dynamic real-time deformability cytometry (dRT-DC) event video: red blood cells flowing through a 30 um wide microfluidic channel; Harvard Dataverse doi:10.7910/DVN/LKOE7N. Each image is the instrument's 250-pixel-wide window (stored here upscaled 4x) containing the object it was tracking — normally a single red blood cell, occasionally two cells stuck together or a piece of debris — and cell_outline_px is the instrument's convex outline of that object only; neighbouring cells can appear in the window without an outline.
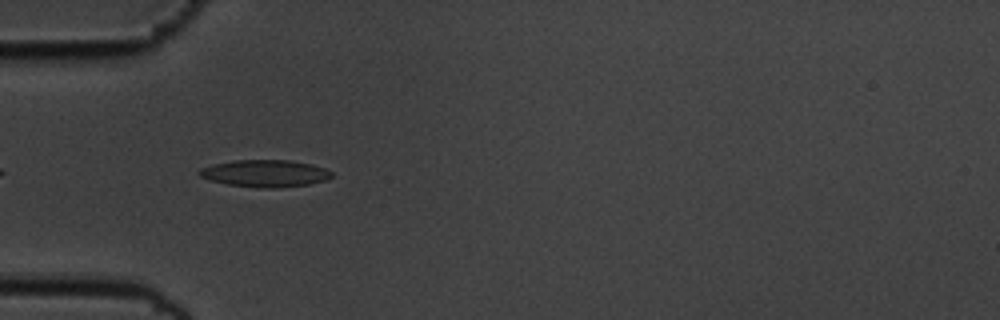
{"species": "common noctule bat (a hibernating species)", "species_latin": "Nyctalus noctula", "temperature_condition": "cold", "stored_images_in_passage": 26, "camera_frame_rate_fps": 3000, "um_per_image_px": 0.085, "animal": {"sex": "male", "body_mass_g": 19.5, "forearm_length_mm": 54.6}, "frame": {"image": 1, "passage_image": 3, "time_ms": 0.667, "image_size_px": [1000, 320], "cell_outline_px": [[332, 176], [324, 180], [308, 184], [276, 188], [260, 188], [228, 184], [212, 180], [200, 176], [196, 172], [200, 168], [212, 164], [232, 160], [288, 160], [312, 164], [324, 168], [332, 172]], "centroid_in_image_um": [22.5, 14.73], "position_along_channel_um": 62.5, "area_um2": 20.81}}
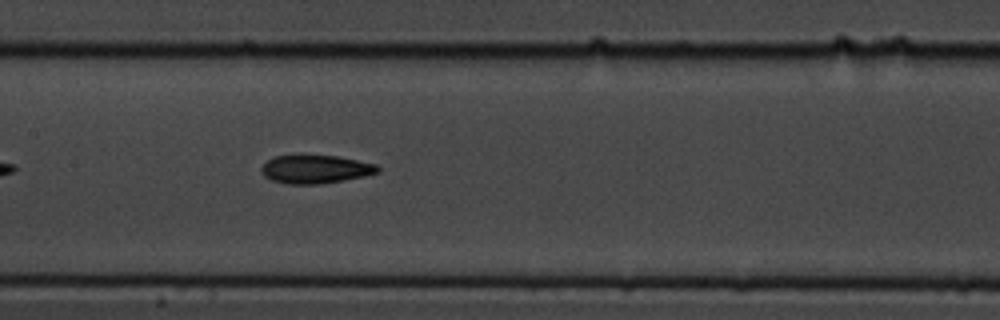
{"frame": {"image": 2, "passage_image": 13, "time_ms": 4.0, "image_size_px": [1000, 320], "cell_outline_px": [[380, 172], [364, 176], [344, 180], [316, 184], [288, 184], [272, 180], [264, 176], [260, 172], [260, 168], [268, 160], [276, 156], [296, 152], [300, 152], [336, 156], [376, 164], [380, 168]], "centroid_in_image_um": [26.76, 14.34], "position_along_channel_um": 180.6, "area_um2": 19.88}}
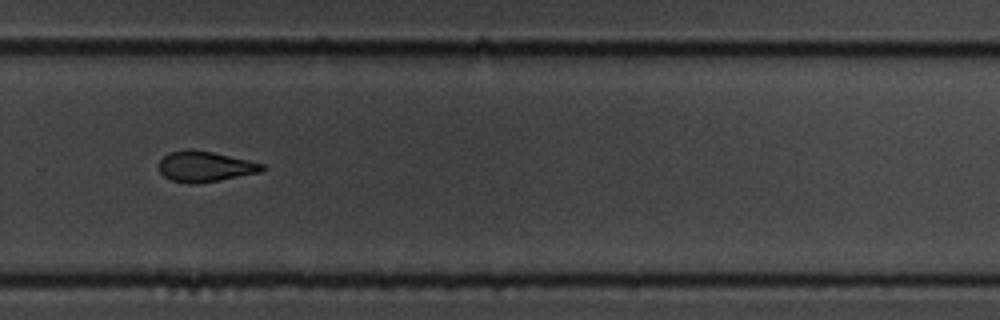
{"frame": {"image": 3, "passage_image": 24, "time_ms": 7.667, "image_size_px": [1000, 320], "cell_outline_px": [[268, 168], [260, 172], [220, 180], [196, 184], [188, 184], [172, 180], [164, 176], [160, 172], [160, 160], [168, 152], [192, 148], [212, 152], [248, 160], [264, 164]], "centroid_in_image_um": [17.43, 14.15], "position_along_channel_um": 312.4, "area_um2": 18.44}}